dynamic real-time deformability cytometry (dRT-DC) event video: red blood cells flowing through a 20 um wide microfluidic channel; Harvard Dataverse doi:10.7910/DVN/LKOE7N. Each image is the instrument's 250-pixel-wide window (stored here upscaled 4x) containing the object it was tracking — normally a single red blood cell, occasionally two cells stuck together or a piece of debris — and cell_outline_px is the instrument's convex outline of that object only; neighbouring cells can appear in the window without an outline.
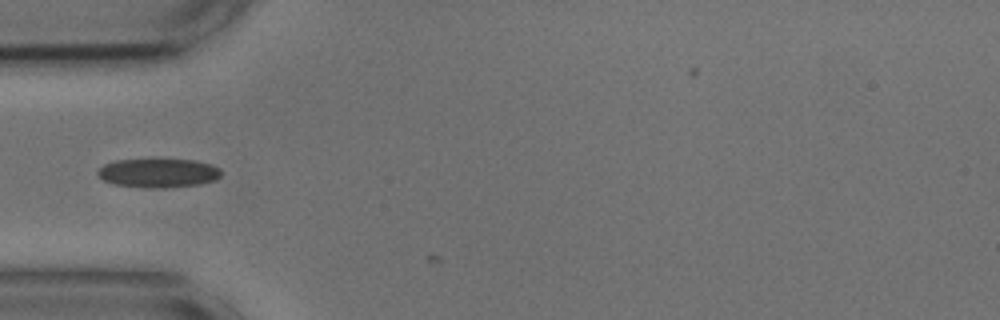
{"species": "common noctule bat (a hibernating species)", "species_latin": "Nyctalus noctula", "temperature_condition": "cold", "stored_images_in_passage": 3, "camera_frame_rate_fps": 3000, "um_per_image_px": 0.085, "animal": {"sex": "male", "body_mass_g": 17.9, "forearm_length_mm": 54.2}, "frame": {"image": 1, "passage_image": 1, "time_ms": 0.0, "image_size_px": [1000, 320], "cell_outline_px": [[220, 176], [216, 180], [200, 184], [164, 188], [160, 188], [112, 184], [104, 180], [96, 172], [104, 164], [116, 160], [192, 160], [212, 164], [220, 168]], "centroid_in_image_um": [13.48, 14.7], "position_along_channel_um": 71.5, "area_um2": 20.58}}